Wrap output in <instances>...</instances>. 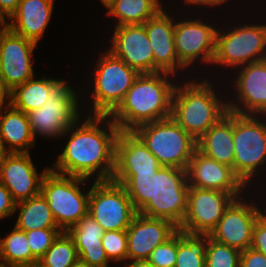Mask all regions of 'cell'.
Masks as SVG:
<instances>
[{"mask_svg": "<svg viewBox=\"0 0 266 267\" xmlns=\"http://www.w3.org/2000/svg\"><path fill=\"white\" fill-rule=\"evenodd\" d=\"M264 59L266 24L238 25L234 29H228V32L217 29L213 65L235 68Z\"/></svg>", "mask_w": 266, "mask_h": 267, "instance_id": "obj_9", "label": "cell"}, {"mask_svg": "<svg viewBox=\"0 0 266 267\" xmlns=\"http://www.w3.org/2000/svg\"><path fill=\"white\" fill-rule=\"evenodd\" d=\"M62 233L59 228H46L26 232L32 255L39 260Z\"/></svg>", "mask_w": 266, "mask_h": 267, "instance_id": "obj_35", "label": "cell"}, {"mask_svg": "<svg viewBox=\"0 0 266 267\" xmlns=\"http://www.w3.org/2000/svg\"><path fill=\"white\" fill-rule=\"evenodd\" d=\"M181 86L174 90L171 118L197 141L226 115L227 102L217 97L207 79L197 83L190 80Z\"/></svg>", "mask_w": 266, "mask_h": 267, "instance_id": "obj_4", "label": "cell"}, {"mask_svg": "<svg viewBox=\"0 0 266 267\" xmlns=\"http://www.w3.org/2000/svg\"><path fill=\"white\" fill-rule=\"evenodd\" d=\"M75 90L63 81L53 92L48 101L40 107L27 113L32 134L57 138L76 122L79 123V102Z\"/></svg>", "mask_w": 266, "mask_h": 267, "instance_id": "obj_10", "label": "cell"}, {"mask_svg": "<svg viewBox=\"0 0 266 267\" xmlns=\"http://www.w3.org/2000/svg\"><path fill=\"white\" fill-rule=\"evenodd\" d=\"M160 0H111L105 8L107 15L116 17L117 24H143L154 17L162 8Z\"/></svg>", "mask_w": 266, "mask_h": 267, "instance_id": "obj_28", "label": "cell"}, {"mask_svg": "<svg viewBox=\"0 0 266 267\" xmlns=\"http://www.w3.org/2000/svg\"><path fill=\"white\" fill-rule=\"evenodd\" d=\"M242 198H235L225 209L210 237L240 251L251 247L253 229L258 218L263 214L258 206L247 203Z\"/></svg>", "mask_w": 266, "mask_h": 267, "instance_id": "obj_13", "label": "cell"}, {"mask_svg": "<svg viewBox=\"0 0 266 267\" xmlns=\"http://www.w3.org/2000/svg\"><path fill=\"white\" fill-rule=\"evenodd\" d=\"M54 0H20L16 11L4 25L36 44L51 19Z\"/></svg>", "mask_w": 266, "mask_h": 267, "instance_id": "obj_23", "label": "cell"}, {"mask_svg": "<svg viewBox=\"0 0 266 267\" xmlns=\"http://www.w3.org/2000/svg\"><path fill=\"white\" fill-rule=\"evenodd\" d=\"M234 199L231 193L225 191L189 187L187 212L178 229L187 233L209 235Z\"/></svg>", "mask_w": 266, "mask_h": 267, "instance_id": "obj_12", "label": "cell"}, {"mask_svg": "<svg viewBox=\"0 0 266 267\" xmlns=\"http://www.w3.org/2000/svg\"><path fill=\"white\" fill-rule=\"evenodd\" d=\"M79 262L76 246L67 232H62L36 267H73Z\"/></svg>", "mask_w": 266, "mask_h": 267, "instance_id": "obj_32", "label": "cell"}, {"mask_svg": "<svg viewBox=\"0 0 266 267\" xmlns=\"http://www.w3.org/2000/svg\"><path fill=\"white\" fill-rule=\"evenodd\" d=\"M20 207V213L15 227L21 231H32L46 228H59L48 202L40 193L27 200L16 203L15 210Z\"/></svg>", "mask_w": 266, "mask_h": 267, "instance_id": "obj_29", "label": "cell"}, {"mask_svg": "<svg viewBox=\"0 0 266 267\" xmlns=\"http://www.w3.org/2000/svg\"><path fill=\"white\" fill-rule=\"evenodd\" d=\"M233 85L236 87L234 90L240 104L235 101L227 102L228 111L239 115L265 116L266 59L241 66Z\"/></svg>", "mask_w": 266, "mask_h": 267, "instance_id": "obj_18", "label": "cell"}, {"mask_svg": "<svg viewBox=\"0 0 266 267\" xmlns=\"http://www.w3.org/2000/svg\"><path fill=\"white\" fill-rule=\"evenodd\" d=\"M16 202L12 198L10 192L0 182V219L9 217L16 212Z\"/></svg>", "mask_w": 266, "mask_h": 267, "instance_id": "obj_39", "label": "cell"}, {"mask_svg": "<svg viewBox=\"0 0 266 267\" xmlns=\"http://www.w3.org/2000/svg\"><path fill=\"white\" fill-rule=\"evenodd\" d=\"M137 213L121 184L95 180L90 188L88 214L104 231L127 230Z\"/></svg>", "mask_w": 266, "mask_h": 267, "instance_id": "obj_11", "label": "cell"}, {"mask_svg": "<svg viewBox=\"0 0 266 267\" xmlns=\"http://www.w3.org/2000/svg\"><path fill=\"white\" fill-rule=\"evenodd\" d=\"M5 106L6 110L0 111V138L5 152L29 153V147L35 145V138L27 114L12 105Z\"/></svg>", "mask_w": 266, "mask_h": 267, "instance_id": "obj_26", "label": "cell"}, {"mask_svg": "<svg viewBox=\"0 0 266 267\" xmlns=\"http://www.w3.org/2000/svg\"><path fill=\"white\" fill-rule=\"evenodd\" d=\"M5 150L3 148L2 142H1V138H0V158L5 154Z\"/></svg>", "mask_w": 266, "mask_h": 267, "instance_id": "obj_44", "label": "cell"}, {"mask_svg": "<svg viewBox=\"0 0 266 267\" xmlns=\"http://www.w3.org/2000/svg\"><path fill=\"white\" fill-rule=\"evenodd\" d=\"M101 240L109 261H127L126 230L104 231Z\"/></svg>", "mask_w": 266, "mask_h": 267, "instance_id": "obj_34", "label": "cell"}, {"mask_svg": "<svg viewBox=\"0 0 266 267\" xmlns=\"http://www.w3.org/2000/svg\"><path fill=\"white\" fill-rule=\"evenodd\" d=\"M256 115L234 113L233 172L247 187L266 163V123Z\"/></svg>", "mask_w": 266, "mask_h": 267, "instance_id": "obj_8", "label": "cell"}, {"mask_svg": "<svg viewBox=\"0 0 266 267\" xmlns=\"http://www.w3.org/2000/svg\"><path fill=\"white\" fill-rule=\"evenodd\" d=\"M37 44L0 25V74L13 90L33 78L31 56Z\"/></svg>", "mask_w": 266, "mask_h": 267, "instance_id": "obj_14", "label": "cell"}, {"mask_svg": "<svg viewBox=\"0 0 266 267\" xmlns=\"http://www.w3.org/2000/svg\"><path fill=\"white\" fill-rule=\"evenodd\" d=\"M135 210L146 217L162 218L180 226L187 212V170L162 166L155 174H113Z\"/></svg>", "mask_w": 266, "mask_h": 267, "instance_id": "obj_2", "label": "cell"}, {"mask_svg": "<svg viewBox=\"0 0 266 267\" xmlns=\"http://www.w3.org/2000/svg\"><path fill=\"white\" fill-rule=\"evenodd\" d=\"M217 28L200 19L175 21L174 44L178 60L190 67L194 61L212 64L215 55Z\"/></svg>", "mask_w": 266, "mask_h": 267, "instance_id": "obj_15", "label": "cell"}, {"mask_svg": "<svg viewBox=\"0 0 266 267\" xmlns=\"http://www.w3.org/2000/svg\"><path fill=\"white\" fill-rule=\"evenodd\" d=\"M239 267H266V257L263 253L249 247L241 251Z\"/></svg>", "mask_w": 266, "mask_h": 267, "instance_id": "obj_38", "label": "cell"}, {"mask_svg": "<svg viewBox=\"0 0 266 267\" xmlns=\"http://www.w3.org/2000/svg\"><path fill=\"white\" fill-rule=\"evenodd\" d=\"M2 261V262H1ZM0 267H6L4 260H3V256L1 254V250H0Z\"/></svg>", "mask_w": 266, "mask_h": 267, "instance_id": "obj_45", "label": "cell"}, {"mask_svg": "<svg viewBox=\"0 0 266 267\" xmlns=\"http://www.w3.org/2000/svg\"><path fill=\"white\" fill-rule=\"evenodd\" d=\"M73 267H90V266L78 262V263H77L76 265H74Z\"/></svg>", "mask_w": 266, "mask_h": 267, "instance_id": "obj_46", "label": "cell"}, {"mask_svg": "<svg viewBox=\"0 0 266 267\" xmlns=\"http://www.w3.org/2000/svg\"><path fill=\"white\" fill-rule=\"evenodd\" d=\"M251 248L263 253L266 257V214L263 213L255 223Z\"/></svg>", "mask_w": 266, "mask_h": 267, "instance_id": "obj_37", "label": "cell"}, {"mask_svg": "<svg viewBox=\"0 0 266 267\" xmlns=\"http://www.w3.org/2000/svg\"><path fill=\"white\" fill-rule=\"evenodd\" d=\"M100 54L94 70L92 111L89 115L109 116L121 103L139 73L109 50Z\"/></svg>", "mask_w": 266, "mask_h": 267, "instance_id": "obj_7", "label": "cell"}, {"mask_svg": "<svg viewBox=\"0 0 266 267\" xmlns=\"http://www.w3.org/2000/svg\"><path fill=\"white\" fill-rule=\"evenodd\" d=\"M124 267H153L147 260H132Z\"/></svg>", "mask_w": 266, "mask_h": 267, "instance_id": "obj_43", "label": "cell"}, {"mask_svg": "<svg viewBox=\"0 0 266 267\" xmlns=\"http://www.w3.org/2000/svg\"><path fill=\"white\" fill-rule=\"evenodd\" d=\"M111 0H101V3H103L104 6H106Z\"/></svg>", "mask_w": 266, "mask_h": 267, "instance_id": "obj_47", "label": "cell"}, {"mask_svg": "<svg viewBox=\"0 0 266 267\" xmlns=\"http://www.w3.org/2000/svg\"><path fill=\"white\" fill-rule=\"evenodd\" d=\"M63 81L46 78V75L35 80L34 76L12 90V106L26 114L39 109L48 101L50 93Z\"/></svg>", "mask_w": 266, "mask_h": 267, "instance_id": "obj_27", "label": "cell"}, {"mask_svg": "<svg viewBox=\"0 0 266 267\" xmlns=\"http://www.w3.org/2000/svg\"><path fill=\"white\" fill-rule=\"evenodd\" d=\"M0 250L6 267H36L38 260L32 255L25 231L13 230L0 238Z\"/></svg>", "mask_w": 266, "mask_h": 267, "instance_id": "obj_30", "label": "cell"}, {"mask_svg": "<svg viewBox=\"0 0 266 267\" xmlns=\"http://www.w3.org/2000/svg\"><path fill=\"white\" fill-rule=\"evenodd\" d=\"M88 179L63 175L49 169L41 182L40 193L46 199L56 224L67 232L88 214L90 190L85 194L80 186Z\"/></svg>", "mask_w": 266, "mask_h": 267, "instance_id": "obj_6", "label": "cell"}, {"mask_svg": "<svg viewBox=\"0 0 266 267\" xmlns=\"http://www.w3.org/2000/svg\"><path fill=\"white\" fill-rule=\"evenodd\" d=\"M186 170L189 187L225 191L235 198L241 197L242 190L246 187L231 167L220 164L197 149L193 152Z\"/></svg>", "mask_w": 266, "mask_h": 267, "instance_id": "obj_19", "label": "cell"}, {"mask_svg": "<svg viewBox=\"0 0 266 267\" xmlns=\"http://www.w3.org/2000/svg\"><path fill=\"white\" fill-rule=\"evenodd\" d=\"M20 0H0V23L6 22V17L9 19L19 6Z\"/></svg>", "mask_w": 266, "mask_h": 267, "instance_id": "obj_40", "label": "cell"}, {"mask_svg": "<svg viewBox=\"0 0 266 267\" xmlns=\"http://www.w3.org/2000/svg\"><path fill=\"white\" fill-rule=\"evenodd\" d=\"M175 20L161 9L143 23L154 55V73L167 72L176 75L178 69H186L178 60L175 44Z\"/></svg>", "mask_w": 266, "mask_h": 267, "instance_id": "obj_21", "label": "cell"}, {"mask_svg": "<svg viewBox=\"0 0 266 267\" xmlns=\"http://www.w3.org/2000/svg\"><path fill=\"white\" fill-rule=\"evenodd\" d=\"M105 121L108 123L104 131L103 125H99ZM75 126L76 130L73 129ZM78 126L76 122L63 134H71L70 139L50 169L85 179L96 172V181L111 180L115 168L116 139L120 131L118 126L109 116L99 115H89L81 127Z\"/></svg>", "mask_w": 266, "mask_h": 267, "instance_id": "obj_1", "label": "cell"}, {"mask_svg": "<svg viewBox=\"0 0 266 267\" xmlns=\"http://www.w3.org/2000/svg\"><path fill=\"white\" fill-rule=\"evenodd\" d=\"M241 251L213 240L210 235L205 251V267H239Z\"/></svg>", "mask_w": 266, "mask_h": 267, "instance_id": "obj_33", "label": "cell"}, {"mask_svg": "<svg viewBox=\"0 0 266 267\" xmlns=\"http://www.w3.org/2000/svg\"><path fill=\"white\" fill-rule=\"evenodd\" d=\"M171 73L139 74L118 107L109 115L121 131L171 117L176 84Z\"/></svg>", "mask_w": 266, "mask_h": 267, "instance_id": "obj_3", "label": "cell"}, {"mask_svg": "<svg viewBox=\"0 0 266 267\" xmlns=\"http://www.w3.org/2000/svg\"><path fill=\"white\" fill-rule=\"evenodd\" d=\"M185 3H188L189 5H207L210 7H213L215 5H221L224 2H227L228 0H184Z\"/></svg>", "mask_w": 266, "mask_h": 267, "instance_id": "obj_42", "label": "cell"}, {"mask_svg": "<svg viewBox=\"0 0 266 267\" xmlns=\"http://www.w3.org/2000/svg\"><path fill=\"white\" fill-rule=\"evenodd\" d=\"M162 166L133 131H119L113 174H155Z\"/></svg>", "mask_w": 266, "mask_h": 267, "instance_id": "obj_22", "label": "cell"}, {"mask_svg": "<svg viewBox=\"0 0 266 267\" xmlns=\"http://www.w3.org/2000/svg\"><path fill=\"white\" fill-rule=\"evenodd\" d=\"M7 101L8 105H12V89L6 84L2 75L0 74V111L3 109V105Z\"/></svg>", "mask_w": 266, "mask_h": 267, "instance_id": "obj_41", "label": "cell"}, {"mask_svg": "<svg viewBox=\"0 0 266 267\" xmlns=\"http://www.w3.org/2000/svg\"><path fill=\"white\" fill-rule=\"evenodd\" d=\"M207 234L177 230V257L175 267H205Z\"/></svg>", "mask_w": 266, "mask_h": 267, "instance_id": "obj_31", "label": "cell"}, {"mask_svg": "<svg viewBox=\"0 0 266 267\" xmlns=\"http://www.w3.org/2000/svg\"><path fill=\"white\" fill-rule=\"evenodd\" d=\"M177 257V232L166 242L158 245L147 261L153 267H175Z\"/></svg>", "mask_w": 266, "mask_h": 267, "instance_id": "obj_36", "label": "cell"}, {"mask_svg": "<svg viewBox=\"0 0 266 267\" xmlns=\"http://www.w3.org/2000/svg\"><path fill=\"white\" fill-rule=\"evenodd\" d=\"M234 113L228 111L215 125L197 140V150L220 164L233 169Z\"/></svg>", "mask_w": 266, "mask_h": 267, "instance_id": "obj_25", "label": "cell"}, {"mask_svg": "<svg viewBox=\"0 0 266 267\" xmlns=\"http://www.w3.org/2000/svg\"><path fill=\"white\" fill-rule=\"evenodd\" d=\"M108 49L139 74L154 73V55L143 24L115 26Z\"/></svg>", "mask_w": 266, "mask_h": 267, "instance_id": "obj_17", "label": "cell"}, {"mask_svg": "<svg viewBox=\"0 0 266 267\" xmlns=\"http://www.w3.org/2000/svg\"><path fill=\"white\" fill-rule=\"evenodd\" d=\"M133 132L161 166L187 169L197 141L171 117L136 127Z\"/></svg>", "mask_w": 266, "mask_h": 267, "instance_id": "obj_5", "label": "cell"}, {"mask_svg": "<svg viewBox=\"0 0 266 267\" xmlns=\"http://www.w3.org/2000/svg\"><path fill=\"white\" fill-rule=\"evenodd\" d=\"M178 230L173 222L137 213L127 228V261L147 260L151 252Z\"/></svg>", "mask_w": 266, "mask_h": 267, "instance_id": "obj_20", "label": "cell"}, {"mask_svg": "<svg viewBox=\"0 0 266 267\" xmlns=\"http://www.w3.org/2000/svg\"><path fill=\"white\" fill-rule=\"evenodd\" d=\"M67 233L74 241L80 263L108 267L109 259L101 240L104 230L90 214L82 217Z\"/></svg>", "mask_w": 266, "mask_h": 267, "instance_id": "obj_24", "label": "cell"}, {"mask_svg": "<svg viewBox=\"0 0 266 267\" xmlns=\"http://www.w3.org/2000/svg\"><path fill=\"white\" fill-rule=\"evenodd\" d=\"M46 167L38 174L29 153H5L0 158V182L10 192L16 203L40 194Z\"/></svg>", "mask_w": 266, "mask_h": 267, "instance_id": "obj_16", "label": "cell"}]
</instances>
